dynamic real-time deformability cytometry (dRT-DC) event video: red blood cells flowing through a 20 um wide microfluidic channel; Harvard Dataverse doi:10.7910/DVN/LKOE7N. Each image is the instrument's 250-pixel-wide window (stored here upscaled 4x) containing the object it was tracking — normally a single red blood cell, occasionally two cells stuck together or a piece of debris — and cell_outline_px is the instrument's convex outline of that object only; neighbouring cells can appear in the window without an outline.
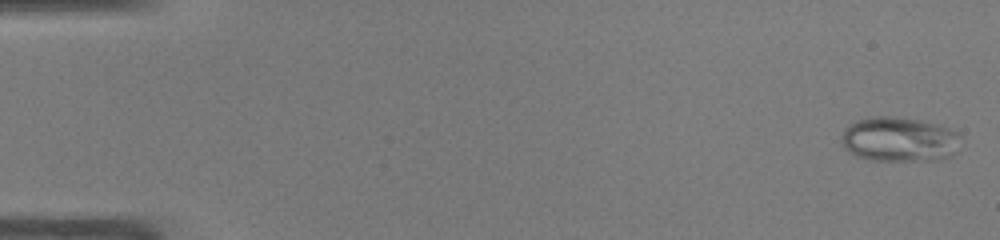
{"species": "common noctule bat (a hibernating species)", "species_latin": "Nyctalus noctula", "temperature_condition": "warm", "stored_images_in_passage": 47, "camera_frame_rate_fps": 3000, "um_per_image_px": 0.085, "animal": {"sex": "male", "body_mass_g": 19.0, "forearm_length_mm": 50.8}, "frame": {"image": 1, "passage_image": 1, "time_ms": 0.0, "image_size_px": [1000, 240], "cell_outline_px": [[960, 136], [956, 152], [952, 156], [940, 160], [872, 160], [856, 156], [848, 152], [844, 148], [840, 140], [840, 136], [848, 124], [856, 120], [872, 116], [892, 116], [920, 120], [936, 124], [948, 128], [956, 132]], "centroid_in_image_um": [76.4, 11.85], "position_along_channel_um": 8.6, "area_um2": 31.33}}
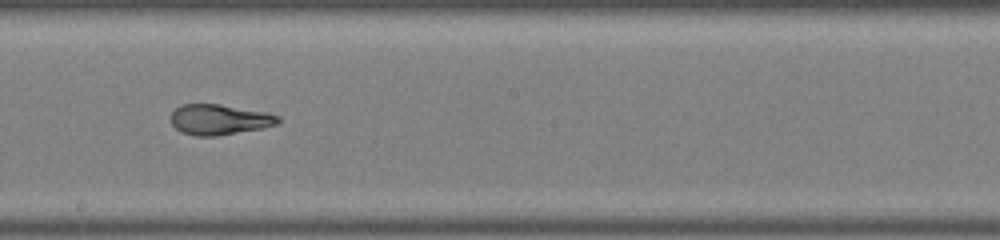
{"frame": {"image": 2, "passage_image": 27, "time_ms": 8.667, "image_size_px": [1000, 240], "cell_outline_px": [[280, 120], [276, 124], [264, 128], [216, 136], [196, 136], [180, 132], [172, 124], [172, 112], [180, 104], [220, 104], [268, 112], [280, 116]], "centroid_in_image_um": [18.66, 10.16], "position_along_channel_um": 229.5, "area_um2": 19.13}}
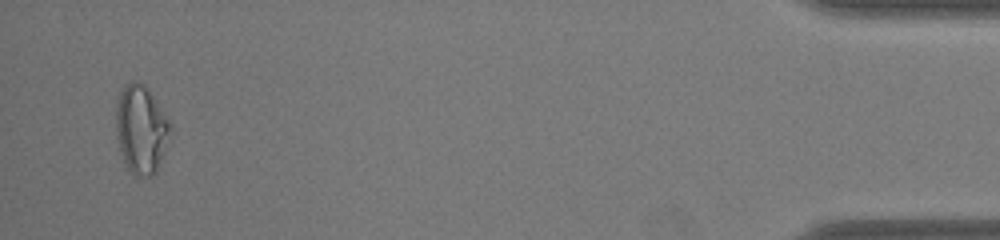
{"frame": {"image": 3, "passage_image": 46, "time_ms": 15.0, "image_size_px": [1000, 240], "cell_outline_px": [[172, 128], [156, 172], [152, 176], [136, 176], [128, 168], [120, 152], [116, 136], [116, 104], [120, 92], [124, 84], [136, 80], [144, 84], [148, 88], [168, 120]], "centroid_in_image_um": [11.97, 10.97], "position_along_channel_um": 423.2, "area_um2": 27.74}, "authors_computed_cell_mechanics": {"area_um2": 21.964, "velocity_mm_per_s": 4.2588, "shape_relaxation_time_tau1_ms": null, "shape_relaxation_time_tau2_ms": 0.7806, "deformation_change_tau1": null, "deformation_change_tau2": 0.0399}}